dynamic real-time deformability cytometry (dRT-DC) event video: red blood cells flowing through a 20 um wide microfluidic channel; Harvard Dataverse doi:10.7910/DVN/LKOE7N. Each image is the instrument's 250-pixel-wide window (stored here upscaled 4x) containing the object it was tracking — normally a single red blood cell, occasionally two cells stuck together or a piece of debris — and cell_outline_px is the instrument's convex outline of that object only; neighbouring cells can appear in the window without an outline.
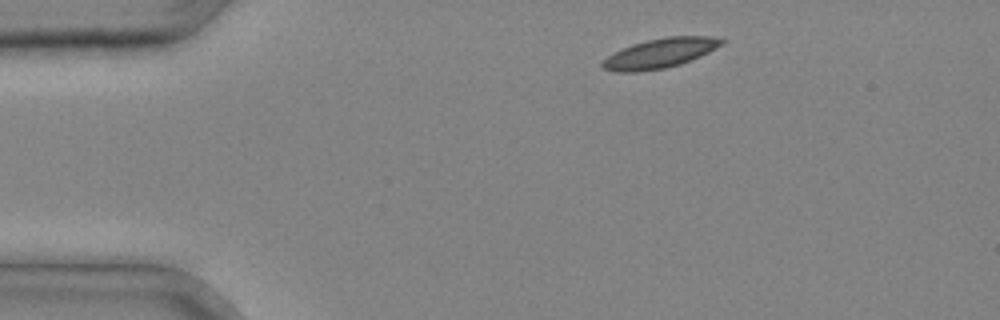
{"species": "common noctule bat (a hibernating species)", "species_latin": "Nyctalus noctula", "temperature_condition": "cold", "stored_images_in_passage": 28, "camera_frame_rate_fps": 3000, "um_per_image_px": 0.085, "animal": {"sex": "male", "body_mass_g": 20.4}, "frame": {"image": 1, "passage_image": 1, "time_ms": 0.0, "image_size_px": [1000, 320], "cell_outline_px": [[728, 40], [724, 44], [692, 60], [680, 64], [664, 68], [640, 72], [616, 72], [600, 68], [600, 64], [608, 56], [632, 44], [664, 36], [712, 36]], "centroid_in_image_um": [56.13, 4.52], "position_along_channel_um": 28.9, "area_um2": 20.69}}
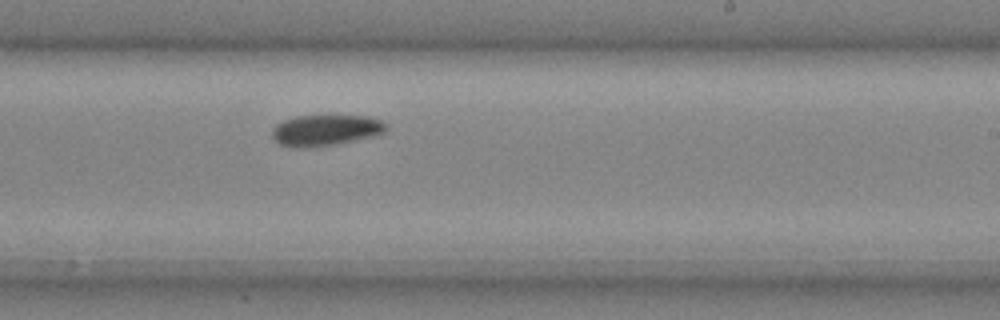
{"frame": {"image": 2, "passage_image": 18, "time_ms": 5.667, "image_size_px": [1000, 320], "cell_outline_px": [[388, 128], [384, 132], [372, 136], [336, 144], [296, 148], [280, 144], [272, 136], [272, 128], [276, 124], [284, 120], [296, 116], [368, 116], [380, 120], [388, 124]], "centroid_in_image_um": [27.68, 11.06], "position_along_channel_um": 261.3, "area_um2": 20.4}}
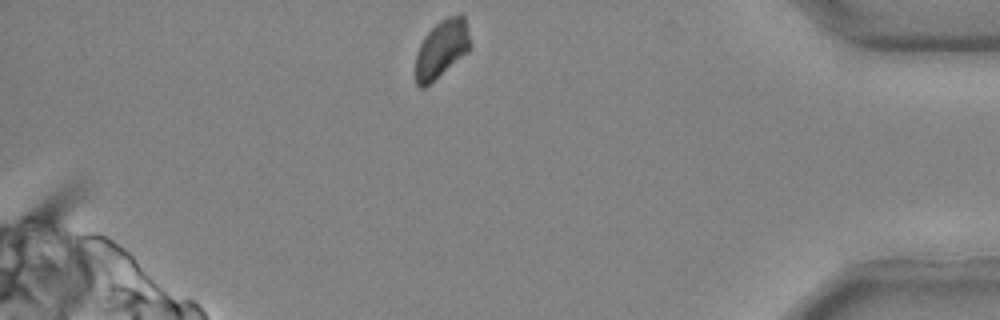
{"frame": {"image": 3, "passage_image": 28, "time_ms": 9.0, "image_size_px": [1000, 320], "cell_outline_px": [[468, 52], [424, 88], [420, 88], [416, 84], [416, 52], [424, 36], [440, 20], [448, 16], [460, 12], [464, 12], [468, 32]], "centroid_in_image_um": [37.52, 4.11], "position_along_channel_um": 397.7, "area_um2": 18.26}}